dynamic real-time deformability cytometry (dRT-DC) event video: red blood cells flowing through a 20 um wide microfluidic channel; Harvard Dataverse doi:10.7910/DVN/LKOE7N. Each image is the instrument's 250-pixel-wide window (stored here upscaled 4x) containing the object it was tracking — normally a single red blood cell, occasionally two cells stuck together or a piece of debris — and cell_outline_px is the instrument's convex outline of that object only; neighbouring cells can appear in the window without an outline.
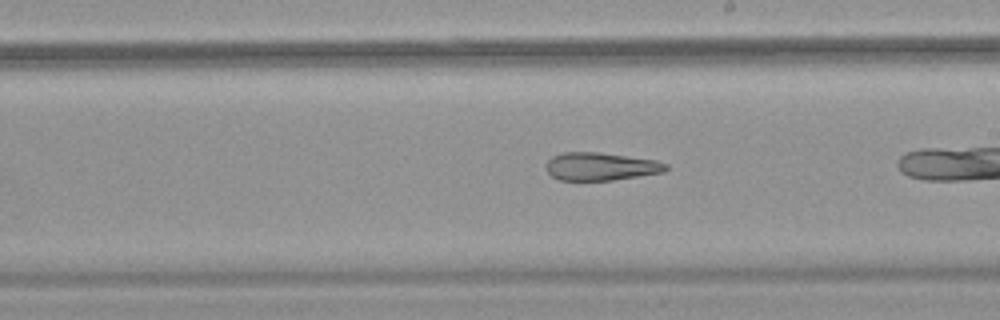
{"species": "common noctule bat (a hibernating species)", "species_latin": "Nyctalus noctula", "temperature_condition": "warm", "stored_images_in_passage": 41, "camera_frame_rate_fps": 3000, "um_per_image_px": 0.085, "animal": {"sex": "female", "body_mass_g": 18.4}, "frame": {"image": 1, "passage_image": 30, "time_ms": 9.667, "image_size_px": [1000, 320], "cell_outline_px": [[668, 168], [664, 172], [640, 176], [612, 180], [560, 180], [552, 176], [548, 172], [544, 164], [552, 156], [564, 152], [600, 152], [656, 160], [668, 164]], "centroid_in_image_um": [51.06, 14.14], "position_along_channel_um": 237.9, "area_um2": 19.59}}